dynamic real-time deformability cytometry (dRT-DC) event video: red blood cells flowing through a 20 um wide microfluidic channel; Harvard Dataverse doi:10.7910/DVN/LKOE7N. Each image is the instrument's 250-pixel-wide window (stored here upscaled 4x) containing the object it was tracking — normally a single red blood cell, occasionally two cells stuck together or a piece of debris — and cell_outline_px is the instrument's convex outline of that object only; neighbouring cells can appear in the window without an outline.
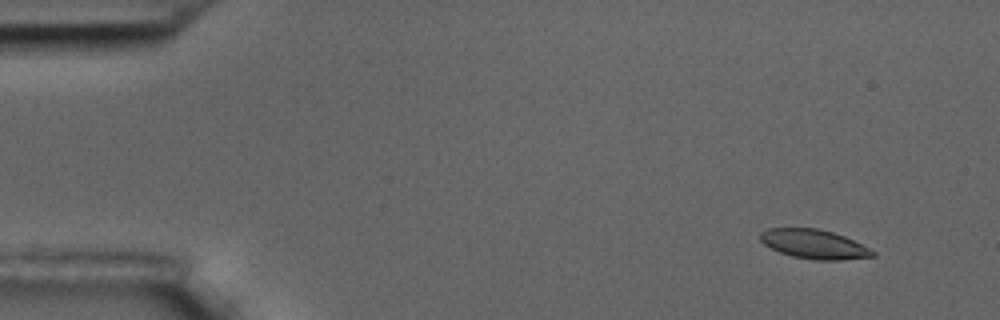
{"species": "common noctule bat (a hibernating species)", "species_latin": "Nyctalus noctula", "temperature_condition": "room temperature", "stored_images_in_passage": 5, "camera_frame_rate_fps": 3000, "um_per_image_px": 0.085, "animal": {"sex": "male", "body_mass_g": 17.5, "forearm_length_mm": 52.3}, "frame": {"image": 1, "passage_image": 1, "time_ms": 0.0, "image_size_px": [1000, 320], "cell_outline_px": [[876, 256], [840, 260], [816, 260], [792, 256], [780, 252], [764, 244], [760, 240], [760, 232], [768, 228], [816, 228], [832, 232], [844, 236], [876, 252]], "centroid_in_image_um": [69.18, 20.75], "position_along_channel_um": 15.8, "area_um2": 18.96}}
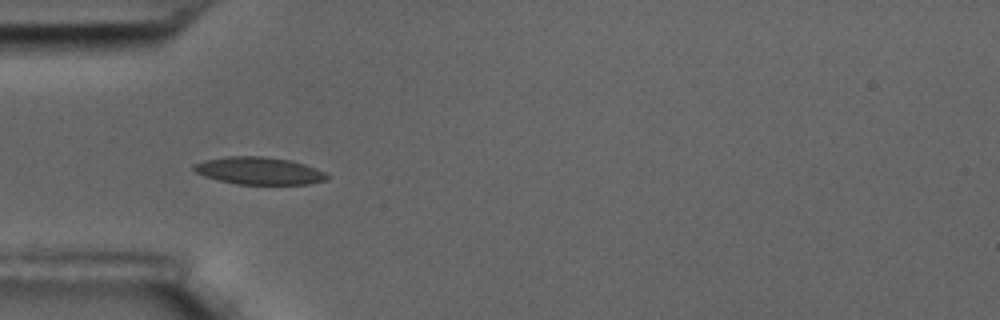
{"frame": {"image": 2, "passage_image": 4, "time_ms": 1.0, "image_size_px": [1000, 320], "cell_outline_px": [[328, 176], [324, 180], [308, 184], [236, 184], [204, 176], [196, 172], [192, 168], [192, 164], [204, 160], [224, 156], [264, 156], [292, 160], [316, 168], [324, 172]], "centroid_in_image_um": [21.98, 14.5], "position_along_channel_um": 63.0, "area_um2": 21.27}}